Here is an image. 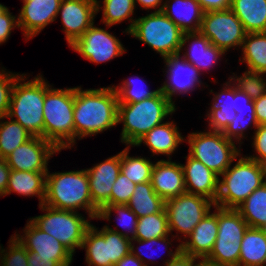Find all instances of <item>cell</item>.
Instances as JSON below:
<instances>
[{
    "label": "cell",
    "mask_w": 266,
    "mask_h": 266,
    "mask_svg": "<svg viewBox=\"0 0 266 266\" xmlns=\"http://www.w3.org/2000/svg\"><path fill=\"white\" fill-rule=\"evenodd\" d=\"M129 146L121 151L120 172L123 173L135 184L151 182V175L154 163L145 157H130Z\"/></svg>",
    "instance_id": "36"
},
{
    "label": "cell",
    "mask_w": 266,
    "mask_h": 266,
    "mask_svg": "<svg viewBox=\"0 0 266 266\" xmlns=\"http://www.w3.org/2000/svg\"><path fill=\"white\" fill-rule=\"evenodd\" d=\"M182 164L186 193L200 195L215 203L219 190V175L202 162L188 155Z\"/></svg>",
    "instance_id": "21"
},
{
    "label": "cell",
    "mask_w": 266,
    "mask_h": 266,
    "mask_svg": "<svg viewBox=\"0 0 266 266\" xmlns=\"http://www.w3.org/2000/svg\"><path fill=\"white\" fill-rule=\"evenodd\" d=\"M74 88L54 89L45 81L43 138L59 152L75 142Z\"/></svg>",
    "instance_id": "3"
},
{
    "label": "cell",
    "mask_w": 266,
    "mask_h": 266,
    "mask_svg": "<svg viewBox=\"0 0 266 266\" xmlns=\"http://www.w3.org/2000/svg\"><path fill=\"white\" fill-rule=\"evenodd\" d=\"M187 137L189 155L219 176L241 155L235 142L227 139L222 132H193Z\"/></svg>",
    "instance_id": "9"
},
{
    "label": "cell",
    "mask_w": 266,
    "mask_h": 266,
    "mask_svg": "<svg viewBox=\"0 0 266 266\" xmlns=\"http://www.w3.org/2000/svg\"><path fill=\"white\" fill-rule=\"evenodd\" d=\"M96 5V0H62L58 15L61 14L62 31L69 46L93 25Z\"/></svg>",
    "instance_id": "16"
},
{
    "label": "cell",
    "mask_w": 266,
    "mask_h": 266,
    "mask_svg": "<svg viewBox=\"0 0 266 266\" xmlns=\"http://www.w3.org/2000/svg\"><path fill=\"white\" fill-rule=\"evenodd\" d=\"M151 184L164 200L186 193L182 164L171 159L157 161L152 169Z\"/></svg>",
    "instance_id": "23"
},
{
    "label": "cell",
    "mask_w": 266,
    "mask_h": 266,
    "mask_svg": "<svg viewBox=\"0 0 266 266\" xmlns=\"http://www.w3.org/2000/svg\"><path fill=\"white\" fill-rule=\"evenodd\" d=\"M44 205L66 211L84 209L91 219L98 216L99 209L90 195L86 169L46 174Z\"/></svg>",
    "instance_id": "2"
},
{
    "label": "cell",
    "mask_w": 266,
    "mask_h": 266,
    "mask_svg": "<svg viewBox=\"0 0 266 266\" xmlns=\"http://www.w3.org/2000/svg\"><path fill=\"white\" fill-rule=\"evenodd\" d=\"M169 236H165V237H162V238H152V239H149V240H135V239H131V253L133 254V255H135L145 266H149L148 265V263L146 264V261L148 260V262L150 261V259L152 258V256H144V254L141 252V251H139V250H141V249H139V247H137L136 249H138V252L137 251H135V249H134V243H132L133 241H137L138 242V244L140 245H145L146 244V246L147 245H157V244H166L165 245V249L166 250H168V246L170 247V244H171V242H170V240H169V238H168ZM167 241V242H166ZM168 245V246H167ZM143 257H147V260H145ZM151 257V258H150ZM154 258V257H153Z\"/></svg>",
    "instance_id": "48"
},
{
    "label": "cell",
    "mask_w": 266,
    "mask_h": 266,
    "mask_svg": "<svg viewBox=\"0 0 266 266\" xmlns=\"http://www.w3.org/2000/svg\"><path fill=\"white\" fill-rule=\"evenodd\" d=\"M253 140L252 144L258 155L249 156L248 158L266 166V124L258 125Z\"/></svg>",
    "instance_id": "45"
},
{
    "label": "cell",
    "mask_w": 266,
    "mask_h": 266,
    "mask_svg": "<svg viewBox=\"0 0 266 266\" xmlns=\"http://www.w3.org/2000/svg\"><path fill=\"white\" fill-rule=\"evenodd\" d=\"M237 115L232 120L230 124L225 128L222 132L223 135L232 141L236 139L237 143L240 141L242 137L244 138L245 130L253 124V128L258 127V122L255 116V109L250 110H236ZM234 139V140H233Z\"/></svg>",
    "instance_id": "41"
},
{
    "label": "cell",
    "mask_w": 266,
    "mask_h": 266,
    "mask_svg": "<svg viewBox=\"0 0 266 266\" xmlns=\"http://www.w3.org/2000/svg\"><path fill=\"white\" fill-rule=\"evenodd\" d=\"M58 151L51 142L42 137L33 136L5 159L11 170L48 172V161Z\"/></svg>",
    "instance_id": "15"
},
{
    "label": "cell",
    "mask_w": 266,
    "mask_h": 266,
    "mask_svg": "<svg viewBox=\"0 0 266 266\" xmlns=\"http://www.w3.org/2000/svg\"><path fill=\"white\" fill-rule=\"evenodd\" d=\"M81 248L86 249L88 266H115L131 252V238L105 226L99 231L92 224L85 233Z\"/></svg>",
    "instance_id": "11"
},
{
    "label": "cell",
    "mask_w": 266,
    "mask_h": 266,
    "mask_svg": "<svg viewBox=\"0 0 266 266\" xmlns=\"http://www.w3.org/2000/svg\"><path fill=\"white\" fill-rule=\"evenodd\" d=\"M11 169L6 159L0 157V196H5Z\"/></svg>",
    "instance_id": "51"
},
{
    "label": "cell",
    "mask_w": 266,
    "mask_h": 266,
    "mask_svg": "<svg viewBox=\"0 0 266 266\" xmlns=\"http://www.w3.org/2000/svg\"><path fill=\"white\" fill-rule=\"evenodd\" d=\"M135 80L132 78L128 80L126 79L122 82L121 86H112L115 90V93L118 95V104H132L148 98H152L160 91V88H157L153 91H149L148 89L143 87L142 89L141 87L136 88L138 80L136 82Z\"/></svg>",
    "instance_id": "39"
},
{
    "label": "cell",
    "mask_w": 266,
    "mask_h": 266,
    "mask_svg": "<svg viewBox=\"0 0 266 266\" xmlns=\"http://www.w3.org/2000/svg\"><path fill=\"white\" fill-rule=\"evenodd\" d=\"M199 261V262H198ZM198 263H196V266H221L217 263L211 262L207 259H202V261H200L199 259L197 260Z\"/></svg>",
    "instance_id": "56"
},
{
    "label": "cell",
    "mask_w": 266,
    "mask_h": 266,
    "mask_svg": "<svg viewBox=\"0 0 266 266\" xmlns=\"http://www.w3.org/2000/svg\"><path fill=\"white\" fill-rule=\"evenodd\" d=\"M175 110V104L161 91L152 98L139 102L118 104L117 122L123 123L121 142L134 146L141 137L161 124Z\"/></svg>",
    "instance_id": "4"
},
{
    "label": "cell",
    "mask_w": 266,
    "mask_h": 266,
    "mask_svg": "<svg viewBox=\"0 0 266 266\" xmlns=\"http://www.w3.org/2000/svg\"><path fill=\"white\" fill-rule=\"evenodd\" d=\"M224 87V90L222 89L218 94L215 93L211 109L207 112L210 127L208 129L211 131L223 132L237 115L233 109L234 83L231 84V80H229Z\"/></svg>",
    "instance_id": "27"
},
{
    "label": "cell",
    "mask_w": 266,
    "mask_h": 266,
    "mask_svg": "<svg viewBox=\"0 0 266 266\" xmlns=\"http://www.w3.org/2000/svg\"><path fill=\"white\" fill-rule=\"evenodd\" d=\"M199 32L225 53L231 47H242L247 34L242 22L230 8L204 12Z\"/></svg>",
    "instance_id": "13"
},
{
    "label": "cell",
    "mask_w": 266,
    "mask_h": 266,
    "mask_svg": "<svg viewBox=\"0 0 266 266\" xmlns=\"http://www.w3.org/2000/svg\"><path fill=\"white\" fill-rule=\"evenodd\" d=\"M33 135L15 120L0 122V157L6 158Z\"/></svg>",
    "instance_id": "35"
},
{
    "label": "cell",
    "mask_w": 266,
    "mask_h": 266,
    "mask_svg": "<svg viewBox=\"0 0 266 266\" xmlns=\"http://www.w3.org/2000/svg\"><path fill=\"white\" fill-rule=\"evenodd\" d=\"M3 69L0 70V120L8 115L13 86L21 76L18 73L14 74Z\"/></svg>",
    "instance_id": "43"
},
{
    "label": "cell",
    "mask_w": 266,
    "mask_h": 266,
    "mask_svg": "<svg viewBox=\"0 0 266 266\" xmlns=\"http://www.w3.org/2000/svg\"><path fill=\"white\" fill-rule=\"evenodd\" d=\"M189 40L191 41V44L189 45L190 47H188V51L184 52L185 54H183L182 57L199 71H201V69L203 71V69L206 70L211 66H215L218 62L217 60H219L218 58L225 54L222 49L211 44L210 40L200 32L183 34L180 53L183 46L186 42H189Z\"/></svg>",
    "instance_id": "24"
},
{
    "label": "cell",
    "mask_w": 266,
    "mask_h": 266,
    "mask_svg": "<svg viewBox=\"0 0 266 266\" xmlns=\"http://www.w3.org/2000/svg\"><path fill=\"white\" fill-rule=\"evenodd\" d=\"M266 231L248 227L241 241L238 266H266Z\"/></svg>",
    "instance_id": "30"
},
{
    "label": "cell",
    "mask_w": 266,
    "mask_h": 266,
    "mask_svg": "<svg viewBox=\"0 0 266 266\" xmlns=\"http://www.w3.org/2000/svg\"><path fill=\"white\" fill-rule=\"evenodd\" d=\"M163 0H134V4L136 7V3H138L142 8L144 9H157V6L159 9L155 10V12L162 11L164 4H161Z\"/></svg>",
    "instance_id": "54"
},
{
    "label": "cell",
    "mask_w": 266,
    "mask_h": 266,
    "mask_svg": "<svg viewBox=\"0 0 266 266\" xmlns=\"http://www.w3.org/2000/svg\"><path fill=\"white\" fill-rule=\"evenodd\" d=\"M168 255L171 257L166 260L165 266H196V260H198V258L182 252L181 244L178 245L174 253L170 250Z\"/></svg>",
    "instance_id": "46"
},
{
    "label": "cell",
    "mask_w": 266,
    "mask_h": 266,
    "mask_svg": "<svg viewBox=\"0 0 266 266\" xmlns=\"http://www.w3.org/2000/svg\"><path fill=\"white\" fill-rule=\"evenodd\" d=\"M220 175L215 206L236 209L258 187L266 182V166L242 156L231 168Z\"/></svg>",
    "instance_id": "6"
},
{
    "label": "cell",
    "mask_w": 266,
    "mask_h": 266,
    "mask_svg": "<svg viewBox=\"0 0 266 266\" xmlns=\"http://www.w3.org/2000/svg\"><path fill=\"white\" fill-rule=\"evenodd\" d=\"M62 0H26L18 16V25L29 40L58 16Z\"/></svg>",
    "instance_id": "20"
},
{
    "label": "cell",
    "mask_w": 266,
    "mask_h": 266,
    "mask_svg": "<svg viewBox=\"0 0 266 266\" xmlns=\"http://www.w3.org/2000/svg\"><path fill=\"white\" fill-rule=\"evenodd\" d=\"M8 243L9 249L6 251L0 246V263L4 266H28L27 249L15 236H12Z\"/></svg>",
    "instance_id": "42"
},
{
    "label": "cell",
    "mask_w": 266,
    "mask_h": 266,
    "mask_svg": "<svg viewBox=\"0 0 266 266\" xmlns=\"http://www.w3.org/2000/svg\"><path fill=\"white\" fill-rule=\"evenodd\" d=\"M118 95L113 87L82 90L74 87L75 141L118 124Z\"/></svg>",
    "instance_id": "1"
},
{
    "label": "cell",
    "mask_w": 266,
    "mask_h": 266,
    "mask_svg": "<svg viewBox=\"0 0 266 266\" xmlns=\"http://www.w3.org/2000/svg\"><path fill=\"white\" fill-rule=\"evenodd\" d=\"M128 34L165 58L180 53L184 32L162 11H154L136 19Z\"/></svg>",
    "instance_id": "7"
},
{
    "label": "cell",
    "mask_w": 266,
    "mask_h": 266,
    "mask_svg": "<svg viewBox=\"0 0 266 266\" xmlns=\"http://www.w3.org/2000/svg\"><path fill=\"white\" fill-rule=\"evenodd\" d=\"M184 140L178 127L172 122H163L148 133L141 137L134 146H140L142 143L149 146V149L154 154H165L169 156L172 154Z\"/></svg>",
    "instance_id": "26"
},
{
    "label": "cell",
    "mask_w": 266,
    "mask_h": 266,
    "mask_svg": "<svg viewBox=\"0 0 266 266\" xmlns=\"http://www.w3.org/2000/svg\"><path fill=\"white\" fill-rule=\"evenodd\" d=\"M25 76L26 74H22L15 81L6 118L15 117V121L33 136L43 138L45 79L38 75L33 80L22 83L21 81L27 80Z\"/></svg>",
    "instance_id": "5"
},
{
    "label": "cell",
    "mask_w": 266,
    "mask_h": 266,
    "mask_svg": "<svg viewBox=\"0 0 266 266\" xmlns=\"http://www.w3.org/2000/svg\"><path fill=\"white\" fill-rule=\"evenodd\" d=\"M47 172H31L11 170L6 194L11 192L23 196H37L39 206L44 203Z\"/></svg>",
    "instance_id": "28"
},
{
    "label": "cell",
    "mask_w": 266,
    "mask_h": 266,
    "mask_svg": "<svg viewBox=\"0 0 266 266\" xmlns=\"http://www.w3.org/2000/svg\"><path fill=\"white\" fill-rule=\"evenodd\" d=\"M248 227L236 209L218 207L217 238L206 259L221 266H238L241 241Z\"/></svg>",
    "instance_id": "10"
},
{
    "label": "cell",
    "mask_w": 266,
    "mask_h": 266,
    "mask_svg": "<svg viewBox=\"0 0 266 266\" xmlns=\"http://www.w3.org/2000/svg\"><path fill=\"white\" fill-rule=\"evenodd\" d=\"M115 266H145L135 255L131 252L117 262Z\"/></svg>",
    "instance_id": "55"
},
{
    "label": "cell",
    "mask_w": 266,
    "mask_h": 266,
    "mask_svg": "<svg viewBox=\"0 0 266 266\" xmlns=\"http://www.w3.org/2000/svg\"><path fill=\"white\" fill-rule=\"evenodd\" d=\"M92 63H104L122 55L126 50L116 36L93 25L71 46Z\"/></svg>",
    "instance_id": "14"
},
{
    "label": "cell",
    "mask_w": 266,
    "mask_h": 266,
    "mask_svg": "<svg viewBox=\"0 0 266 266\" xmlns=\"http://www.w3.org/2000/svg\"><path fill=\"white\" fill-rule=\"evenodd\" d=\"M166 63L167 80L160 91L174 104L173 95L186 94L202 84L199 79L200 71L179 54L164 58ZM180 94H179V93Z\"/></svg>",
    "instance_id": "18"
},
{
    "label": "cell",
    "mask_w": 266,
    "mask_h": 266,
    "mask_svg": "<svg viewBox=\"0 0 266 266\" xmlns=\"http://www.w3.org/2000/svg\"><path fill=\"white\" fill-rule=\"evenodd\" d=\"M166 210L138 218L135 240H149L169 236Z\"/></svg>",
    "instance_id": "37"
},
{
    "label": "cell",
    "mask_w": 266,
    "mask_h": 266,
    "mask_svg": "<svg viewBox=\"0 0 266 266\" xmlns=\"http://www.w3.org/2000/svg\"><path fill=\"white\" fill-rule=\"evenodd\" d=\"M262 75H264V73L246 70L241 77L233 76L229 79L231 81L234 80V86L237 89L245 92L252 100H255L266 93V80L263 79Z\"/></svg>",
    "instance_id": "40"
},
{
    "label": "cell",
    "mask_w": 266,
    "mask_h": 266,
    "mask_svg": "<svg viewBox=\"0 0 266 266\" xmlns=\"http://www.w3.org/2000/svg\"><path fill=\"white\" fill-rule=\"evenodd\" d=\"M255 107V116L259 125L266 124V93L258 99L253 100Z\"/></svg>",
    "instance_id": "52"
},
{
    "label": "cell",
    "mask_w": 266,
    "mask_h": 266,
    "mask_svg": "<svg viewBox=\"0 0 266 266\" xmlns=\"http://www.w3.org/2000/svg\"><path fill=\"white\" fill-rule=\"evenodd\" d=\"M243 58L248 71L266 74V32L247 33L242 43Z\"/></svg>",
    "instance_id": "33"
},
{
    "label": "cell",
    "mask_w": 266,
    "mask_h": 266,
    "mask_svg": "<svg viewBox=\"0 0 266 266\" xmlns=\"http://www.w3.org/2000/svg\"><path fill=\"white\" fill-rule=\"evenodd\" d=\"M19 27L18 19L9 12V9L0 16V44L9 39L12 29Z\"/></svg>",
    "instance_id": "47"
},
{
    "label": "cell",
    "mask_w": 266,
    "mask_h": 266,
    "mask_svg": "<svg viewBox=\"0 0 266 266\" xmlns=\"http://www.w3.org/2000/svg\"><path fill=\"white\" fill-rule=\"evenodd\" d=\"M112 211L117 213V220H119V223L124 228H127L128 232H121L119 230H115L113 228H109V226H105L108 230L113 232H120L121 235L133 239L136 234V227L138 222V216L129 208L128 205L120 204V205H107L106 207H102L99 210L97 219H107L109 221V218L111 217ZM131 232V233H130ZM132 234L129 236L128 234Z\"/></svg>",
    "instance_id": "38"
},
{
    "label": "cell",
    "mask_w": 266,
    "mask_h": 266,
    "mask_svg": "<svg viewBox=\"0 0 266 266\" xmlns=\"http://www.w3.org/2000/svg\"><path fill=\"white\" fill-rule=\"evenodd\" d=\"M8 8L0 3V16L3 15Z\"/></svg>",
    "instance_id": "57"
},
{
    "label": "cell",
    "mask_w": 266,
    "mask_h": 266,
    "mask_svg": "<svg viewBox=\"0 0 266 266\" xmlns=\"http://www.w3.org/2000/svg\"><path fill=\"white\" fill-rule=\"evenodd\" d=\"M46 214L32 217L31 220L39 229L55 237L72 254L75 248L82 247L87 229L91 226L77 211L56 209L42 204L39 206Z\"/></svg>",
    "instance_id": "8"
},
{
    "label": "cell",
    "mask_w": 266,
    "mask_h": 266,
    "mask_svg": "<svg viewBox=\"0 0 266 266\" xmlns=\"http://www.w3.org/2000/svg\"><path fill=\"white\" fill-rule=\"evenodd\" d=\"M215 203L200 195L184 193L165 200L169 232L184 234V240L210 212Z\"/></svg>",
    "instance_id": "12"
},
{
    "label": "cell",
    "mask_w": 266,
    "mask_h": 266,
    "mask_svg": "<svg viewBox=\"0 0 266 266\" xmlns=\"http://www.w3.org/2000/svg\"><path fill=\"white\" fill-rule=\"evenodd\" d=\"M127 205L138 218L165 210V200L155 193L151 182L136 184Z\"/></svg>",
    "instance_id": "31"
},
{
    "label": "cell",
    "mask_w": 266,
    "mask_h": 266,
    "mask_svg": "<svg viewBox=\"0 0 266 266\" xmlns=\"http://www.w3.org/2000/svg\"><path fill=\"white\" fill-rule=\"evenodd\" d=\"M209 212L187 236L188 241L181 242V251L198 259H206L213 250L218 233V207Z\"/></svg>",
    "instance_id": "22"
},
{
    "label": "cell",
    "mask_w": 266,
    "mask_h": 266,
    "mask_svg": "<svg viewBox=\"0 0 266 266\" xmlns=\"http://www.w3.org/2000/svg\"><path fill=\"white\" fill-rule=\"evenodd\" d=\"M24 229V236H14L28 252L36 253L37 257L54 258L61 266H70L73 254L60 241L39 229L31 220Z\"/></svg>",
    "instance_id": "17"
},
{
    "label": "cell",
    "mask_w": 266,
    "mask_h": 266,
    "mask_svg": "<svg viewBox=\"0 0 266 266\" xmlns=\"http://www.w3.org/2000/svg\"><path fill=\"white\" fill-rule=\"evenodd\" d=\"M135 188L136 184L120 172L112 186L111 205H127Z\"/></svg>",
    "instance_id": "44"
},
{
    "label": "cell",
    "mask_w": 266,
    "mask_h": 266,
    "mask_svg": "<svg viewBox=\"0 0 266 266\" xmlns=\"http://www.w3.org/2000/svg\"><path fill=\"white\" fill-rule=\"evenodd\" d=\"M204 12L226 10L231 7V0H197Z\"/></svg>",
    "instance_id": "50"
},
{
    "label": "cell",
    "mask_w": 266,
    "mask_h": 266,
    "mask_svg": "<svg viewBox=\"0 0 266 266\" xmlns=\"http://www.w3.org/2000/svg\"><path fill=\"white\" fill-rule=\"evenodd\" d=\"M230 9L247 33L266 32V0H231Z\"/></svg>",
    "instance_id": "29"
},
{
    "label": "cell",
    "mask_w": 266,
    "mask_h": 266,
    "mask_svg": "<svg viewBox=\"0 0 266 266\" xmlns=\"http://www.w3.org/2000/svg\"><path fill=\"white\" fill-rule=\"evenodd\" d=\"M28 266H61L54 258L37 257L36 253L28 252Z\"/></svg>",
    "instance_id": "53"
},
{
    "label": "cell",
    "mask_w": 266,
    "mask_h": 266,
    "mask_svg": "<svg viewBox=\"0 0 266 266\" xmlns=\"http://www.w3.org/2000/svg\"><path fill=\"white\" fill-rule=\"evenodd\" d=\"M241 102V103H240ZM236 110L255 109L253 100L245 92L240 91L234 86V106Z\"/></svg>",
    "instance_id": "49"
},
{
    "label": "cell",
    "mask_w": 266,
    "mask_h": 266,
    "mask_svg": "<svg viewBox=\"0 0 266 266\" xmlns=\"http://www.w3.org/2000/svg\"><path fill=\"white\" fill-rule=\"evenodd\" d=\"M236 210L251 228L266 227V182L254 190Z\"/></svg>",
    "instance_id": "32"
},
{
    "label": "cell",
    "mask_w": 266,
    "mask_h": 266,
    "mask_svg": "<svg viewBox=\"0 0 266 266\" xmlns=\"http://www.w3.org/2000/svg\"><path fill=\"white\" fill-rule=\"evenodd\" d=\"M172 1V0H170ZM166 0L162 12L184 33L199 32L204 11L197 0Z\"/></svg>",
    "instance_id": "25"
},
{
    "label": "cell",
    "mask_w": 266,
    "mask_h": 266,
    "mask_svg": "<svg viewBox=\"0 0 266 266\" xmlns=\"http://www.w3.org/2000/svg\"><path fill=\"white\" fill-rule=\"evenodd\" d=\"M121 167V152L86 169L93 204L100 210L111 205V191Z\"/></svg>",
    "instance_id": "19"
},
{
    "label": "cell",
    "mask_w": 266,
    "mask_h": 266,
    "mask_svg": "<svg viewBox=\"0 0 266 266\" xmlns=\"http://www.w3.org/2000/svg\"><path fill=\"white\" fill-rule=\"evenodd\" d=\"M102 2L104 7L99 5L100 1L96 0L97 14L100 8L103 10L102 22L110 27L129 19L130 25L125 30L126 33H129L136 20V18H130L134 13V8H136L134 0H103Z\"/></svg>",
    "instance_id": "34"
}]
</instances>
